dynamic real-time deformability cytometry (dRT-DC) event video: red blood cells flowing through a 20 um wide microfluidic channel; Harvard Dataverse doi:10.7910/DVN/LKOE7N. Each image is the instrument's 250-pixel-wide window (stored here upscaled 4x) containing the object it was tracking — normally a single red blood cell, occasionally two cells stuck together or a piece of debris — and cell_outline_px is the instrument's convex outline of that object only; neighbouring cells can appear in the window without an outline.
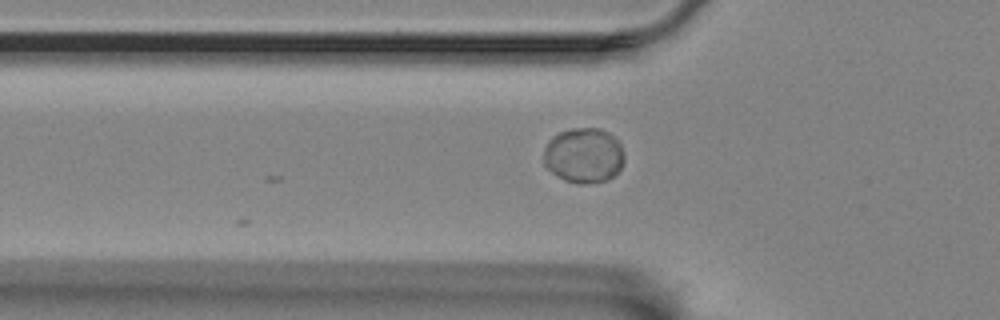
{"species": "Egyptian fruit bat (a non-hibernating species)", "species_latin": "Rousettus aegyptiacus", "temperature_condition": "room temperature", "stored_images_in_passage": 10, "camera_frame_rate_fps": 3000, "um_per_image_px": 0.085, "animal": {"sex": "female"}, "frame": {"image": 1, "passage_image": 4, "time_ms": 1.0, "image_size_px": [1000, 320], "cell_outline_px": [[624, 160], [620, 168], [608, 180], [584, 184], [576, 184], [564, 180], [552, 172], [544, 164], [544, 148], [548, 140], [552, 136], [560, 132], [572, 128], [600, 128], [608, 132], [620, 144], [624, 152]], "centroid_in_image_um": [49.61, 13.21], "position_along_channel_um": 76.2, "area_um2": 25.95}}
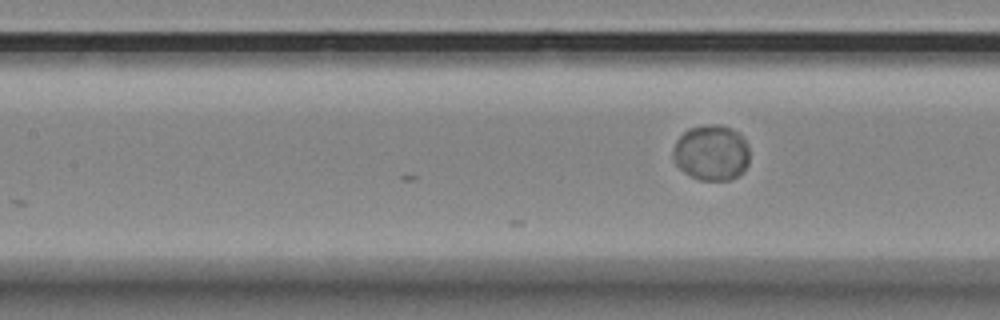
{"frame": {"image": 2, "passage_image": 10, "time_ms": 3.0, "image_size_px": [1000, 320], "cell_outline_px": [[748, 164], [744, 172], [728, 180], [700, 180], [684, 172], [676, 164], [672, 156], [672, 152], [676, 140], [688, 128], [708, 124], [720, 124], [732, 128], [744, 140], [748, 148]], "centroid_in_image_um": [60.45, 12.97], "position_along_channel_um": 147.0, "area_um2": 24.8}}